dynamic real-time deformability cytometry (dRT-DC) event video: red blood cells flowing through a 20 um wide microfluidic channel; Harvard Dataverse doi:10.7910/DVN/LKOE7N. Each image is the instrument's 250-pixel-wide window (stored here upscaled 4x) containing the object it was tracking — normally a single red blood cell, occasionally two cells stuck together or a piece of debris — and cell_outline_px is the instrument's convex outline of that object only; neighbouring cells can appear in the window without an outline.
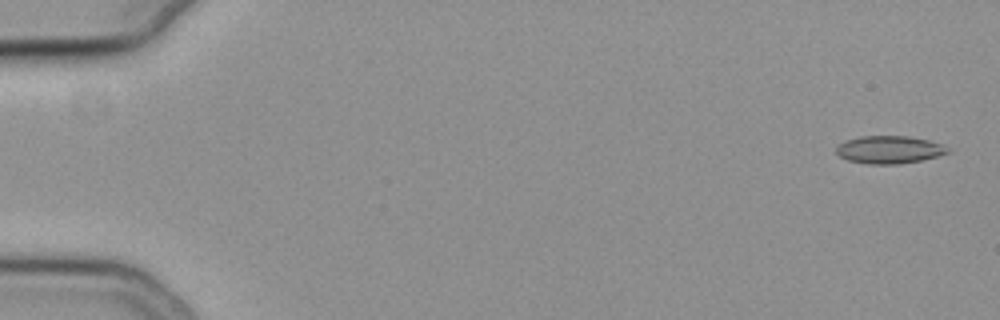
{"species": "common noctule bat (a hibernating species)", "species_latin": "Nyctalus noctula", "temperature_condition": "cold", "stored_images_in_passage": 14, "camera_frame_rate_fps": 3000, "um_per_image_px": 0.085, "animal": {"sex": "female", "body_mass_g": 19.3, "forearm_length_mm": 54.1}, "frame": {"image": 1, "passage_image": 2, "time_ms": 0.333, "image_size_px": [1000, 320], "cell_outline_px": [[948, 152], [936, 156], [920, 160], [896, 164], [868, 164], [848, 160], [840, 156], [836, 152], [836, 148], [840, 144], [848, 140], [860, 136], [908, 136], [928, 140], [940, 144], [948, 148]], "centroid_in_image_um": [75.56, 12.72], "position_along_channel_um": 9.4, "area_um2": 17.63}}